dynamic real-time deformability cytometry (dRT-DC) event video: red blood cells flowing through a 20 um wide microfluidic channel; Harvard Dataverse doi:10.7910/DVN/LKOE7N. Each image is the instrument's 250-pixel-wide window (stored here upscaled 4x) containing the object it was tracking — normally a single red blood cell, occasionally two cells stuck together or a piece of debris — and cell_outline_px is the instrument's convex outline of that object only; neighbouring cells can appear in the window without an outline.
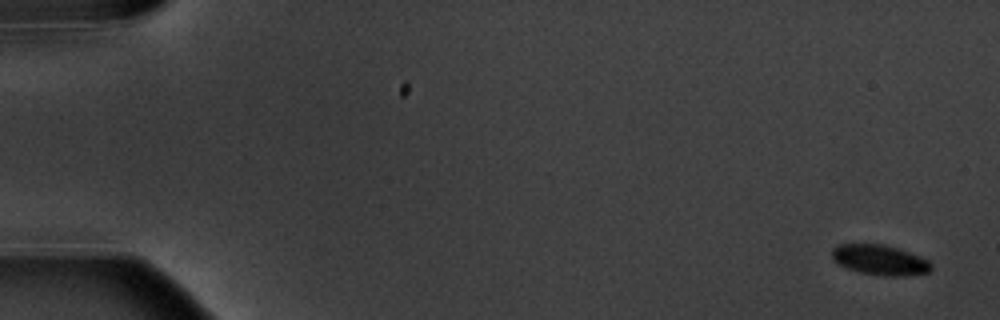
{"species": "common noctule bat (a hibernating species)", "species_latin": "Nyctalus noctula", "temperature_condition": "warm", "stored_images_in_passage": 7, "camera_frame_rate_fps": 3000, "um_per_image_px": 0.085, "animal": {"sex": "male", "body_mass_g": 20.1, "forearm_length_mm": 53.5}, "frame": {"image": 1, "passage_image": 1, "time_ms": 0.0, "image_size_px": [1000, 320], "cell_outline_px": [[932, 268], [928, 272], [904, 276], [884, 276], [860, 272], [836, 264], [832, 260], [832, 248], [836, 244], [884, 244], [908, 252], [928, 260], [932, 264]], "centroid_in_image_um": [74.74, 22.09], "position_along_channel_um": 10.3, "area_um2": 17.46}}
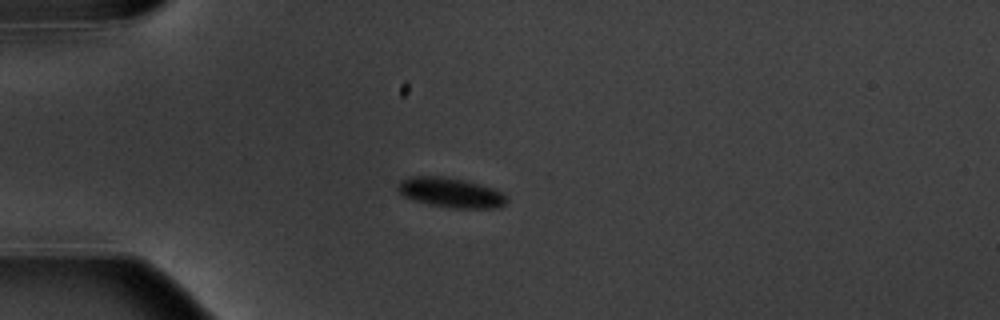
{"frame": {"image": 2, "passage_image": 5, "time_ms": 4.667, "image_size_px": [1000, 320], "cell_outline_px": [[508, 200], [500, 208], [452, 208], [428, 204], [404, 196], [396, 188], [396, 184], [400, 180], [408, 176], [440, 176], [464, 180], [480, 184], [504, 192], [508, 196]], "centroid_in_image_um": [38.33, 16.37], "position_along_channel_um": 46.7, "area_um2": 19.07}}